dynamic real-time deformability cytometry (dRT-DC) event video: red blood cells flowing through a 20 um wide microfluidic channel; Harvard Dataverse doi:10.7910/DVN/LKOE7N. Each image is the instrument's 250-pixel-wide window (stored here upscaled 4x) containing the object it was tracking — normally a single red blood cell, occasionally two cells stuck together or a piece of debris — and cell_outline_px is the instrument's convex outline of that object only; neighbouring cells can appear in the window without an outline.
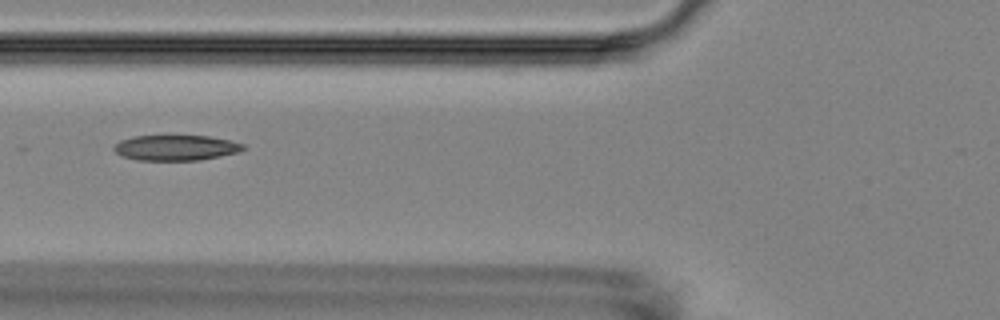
{"species": "Egyptian fruit bat (a non-hibernating species)", "species_latin": "Rousettus aegyptiacus", "temperature_condition": "room temperature", "stored_images_in_passage": 7, "camera_frame_rate_fps": 3000, "um_per_image_px": 0.085, "animal": {"sex": "female"}, "frame": {"image": 1, "passage_image": 3, "time_ms": 3.333, "image_size_px": [1000, 320], "cell_outline_px": [[244, 148], [240, 152], [200, 160], [136, 160], [120, 156], [112, 148], [120, 140], [132, 136], [208, 136], [232, 140], [244, 144]], "centroid_in_image_um": [14.94, 12.56], "position_along_channel_um": 110.9, "area_um2": 19.25}}
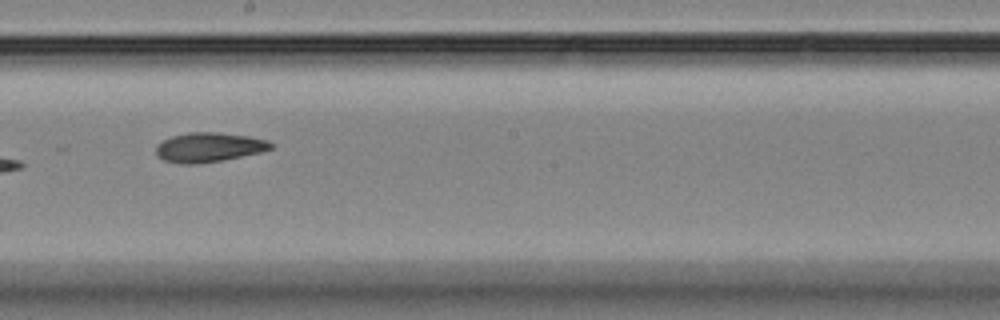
{"frame": {"image": 2, "passage_image": 6, "time_ms": 6.667, "image_size_px": [1000, 320], "cell_outline_px": [[272, 148], [260, 152], [220, 160], [196, 164], [180, 164], [164, 160], [156, 156], [156, 144], [160, 140], [172, 136], [188, 132], [216, 132], [248, 136], [268, 140], [272, 144]], "centroid_in_image_um": [17.68, 12.51], "position_along_channel_um": 230.5, "area_um2": 19.71}}
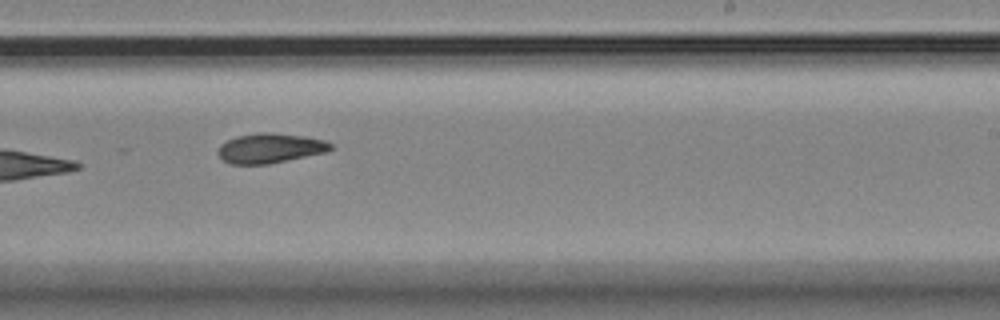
{"frame": {"image": 3, "passage_image": 7, "time_ms": 7.667, "image_size_px": [1000, 320], "cell_outline_px": [[332, 148], [328, 152], [268, 164], [232, 164], [224, 160], [220, 156], [220, 144], [236, 136], [260, 132], [272, 132], [304, 136], [324, 140], [332, 144]], "centroid_in_image_um": [23.0, 12.59], "position_along_channel_um": 266.0, "area_um2": 19.42}}